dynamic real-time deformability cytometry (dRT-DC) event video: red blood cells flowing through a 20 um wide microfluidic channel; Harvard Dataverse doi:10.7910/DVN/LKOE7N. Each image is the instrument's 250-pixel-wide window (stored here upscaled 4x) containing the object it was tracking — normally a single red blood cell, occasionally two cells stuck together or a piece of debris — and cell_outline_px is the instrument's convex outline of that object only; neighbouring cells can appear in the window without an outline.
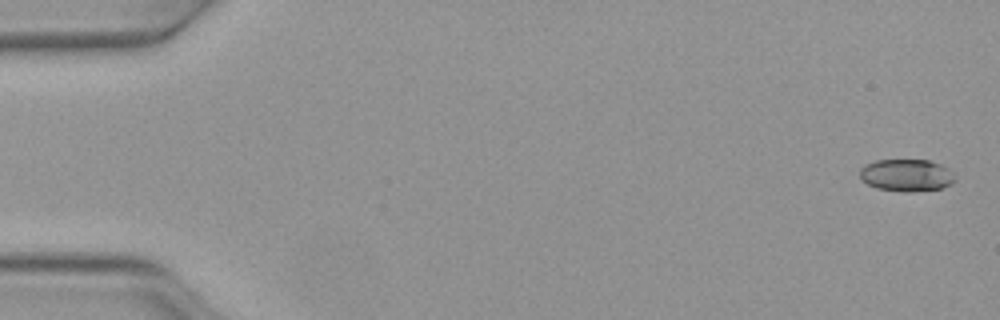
{"species": "Egyptian fruit bat (a non-hibernating species)", "species_latin": "Rousettus aegyptiacus", "temperature_condition": "warm", "stored_images_in_passage": 50, "camera_frame_rate_fps": 3000, "um_per_image_px": 0.085, "animal": {"sex": "female"}, "frame": {"image": 1, "passage_image": 1, "time_ms": 0.0, "image_size_px": [1000, 320], "cell_outline_px": [[956, 180], [952, 184], [940, 188], [912, 192], [904, 192], [876, 188], [868, 184], [860, 176], [860, 168], [864, 164], [876, 160], [928, 160], [940, 164], [948, 168]], "centroid_in_image_um": [77.04, 14.89], "position_along_channel_um": 8.0, "area_um2": 17.86}}
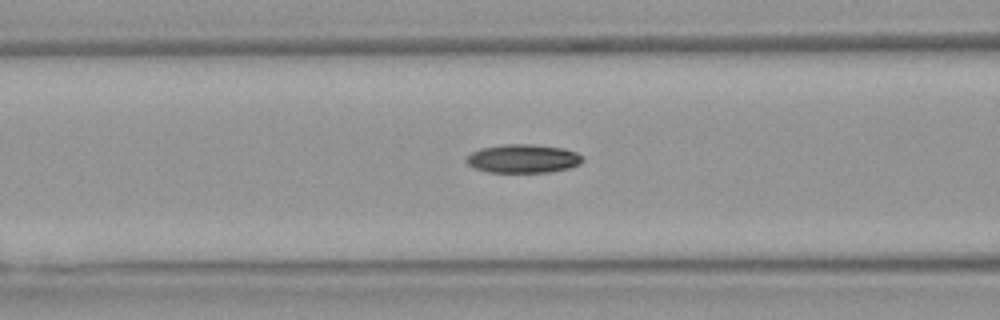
{"frame": {"image": 2, "passage_image": 20, "time_ms": 6.333, "image_size_px": [1000, 320], "cell_outline_px": [[584, 160], [580, 164], [568, 168], [548, 172], [488, 172], [472, 168], [464, 160], [472, 152], [480, 148], [504, 144], [532, 144], [564, 148], [576, 152], [584, 156]], "centroid_in_image_um": [44.46, 13.48], "position_along_channel_um": 122.1, "area_um2": 19.54}}
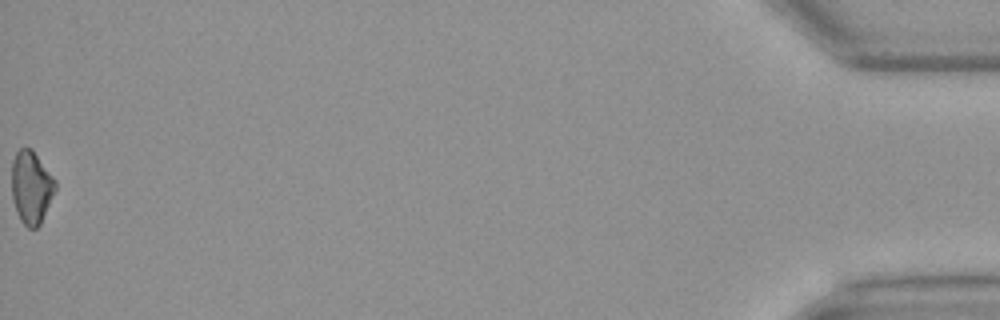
{"frame": {"image": 3, "passage_image": 50, "time_ms": 16.333, "image_size_px": [1000, 320], "cell_outline_px": [[56, 188], [40, 224], [36, 228], [28, 228], [20, 220], [16, 212], [12, 200], [12, 160], [16, 152], [20, 148], [32, 148], [56, 180]], "centroid_in_image_um": [2.64, 15.9], "position_along_channel_um": 432.6, "area_um2": 18.55}, "authors_computed_cell_mechanics": {"area_um2": 18.6694, "velocity_mm_per_s": 4.1188, "shape_relaxation_time_tau1_ms": 7.0474, "shape_relaxation_time_tau2_ms": null, "deformation_change_tau1": 0.1608, "deformation_change_tau2": null}}